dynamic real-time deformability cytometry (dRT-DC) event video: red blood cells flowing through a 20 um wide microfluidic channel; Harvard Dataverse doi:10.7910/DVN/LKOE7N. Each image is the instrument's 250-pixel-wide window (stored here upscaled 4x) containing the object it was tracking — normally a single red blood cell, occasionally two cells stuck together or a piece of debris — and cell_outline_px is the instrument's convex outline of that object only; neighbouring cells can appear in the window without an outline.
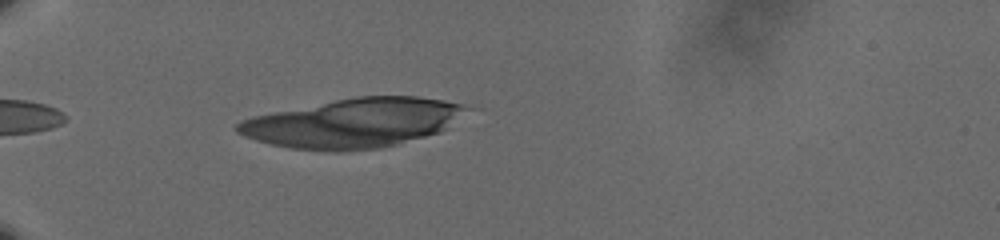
{"species": "human", "species_latin": "Homo sapiens", "temperature_condition": "cold", "stored_images_in_passage": 36, "camera_frame_rate_fps": 3000, "um_per_image_px": 0.085, "donor": {"sex": "male"}, "frame": {"image": 1, "passage_image": 1, "time_ms": 0.0, "image_size_px": [1000, 240], "cell_outline_px": [[480, 108], [440, 132], [396, 144], [380, 148], [336, 152], [292, 148], [272, 144], [256, 140], [244, 136], [236, 132], [236, 124], [240, 120], [256, 116], [356, 96], [416, 96], [444, 100], [464, 104]], "centroid_in_image_um": [30.18, 10.45], "position_along_channel_um": 54.8, "area_um2": 65.83}}